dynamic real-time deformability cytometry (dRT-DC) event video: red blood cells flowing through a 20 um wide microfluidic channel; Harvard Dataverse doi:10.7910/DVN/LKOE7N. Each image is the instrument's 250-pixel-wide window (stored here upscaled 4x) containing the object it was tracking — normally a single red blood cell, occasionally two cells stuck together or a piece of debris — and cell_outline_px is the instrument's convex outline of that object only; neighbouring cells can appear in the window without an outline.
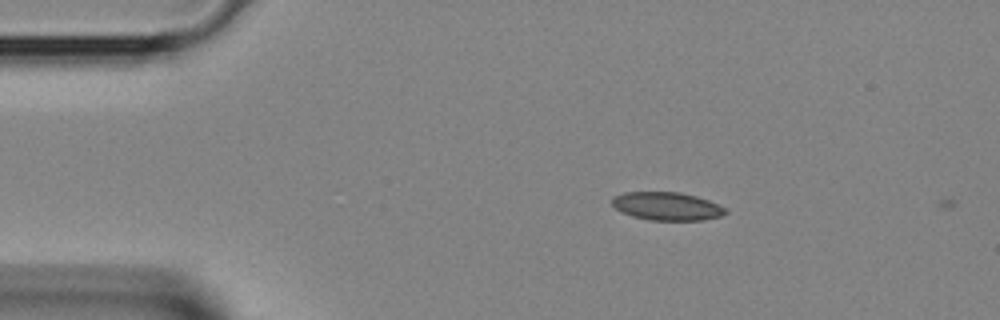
{"species": "Egyptian fruit bat (a non-hibernating species)", "species_latin": "Rousettus aegyptiacus", "temperature_condition": "room temperature", "stored_images_in_passage": 2, "camera_frame_rate_fps": 3000, "um_per_image_px": 0.085, "animal": {"sex": "female"}, "frame": {"image": 1, "passage_image": 1, "time_ms": 0.0, "image_size_px": [1000, 320], "cell_outline_px": [[728, 212], [720, 216], [704, 220], [648, 220], [632, 216], [620, 212], [612, 204], [612, 196], [624, 192], [680, 192], [696, 196], [708, 200], [724, 208]], "centroid_in_image_um": [56.64, 17.53], "position_along_channel_um": 28.4, "area_um2": 18.61}}